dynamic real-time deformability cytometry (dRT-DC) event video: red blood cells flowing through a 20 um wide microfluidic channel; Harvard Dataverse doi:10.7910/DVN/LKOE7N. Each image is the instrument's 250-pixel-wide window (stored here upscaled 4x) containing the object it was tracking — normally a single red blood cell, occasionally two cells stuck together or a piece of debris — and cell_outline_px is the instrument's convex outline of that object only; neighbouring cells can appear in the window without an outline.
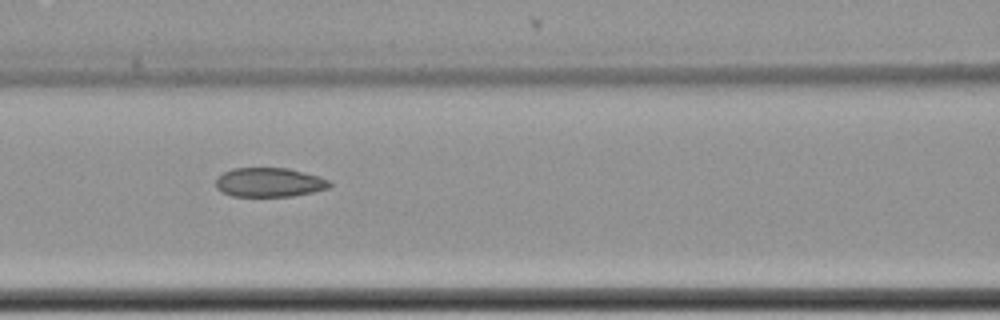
{"species": "common noctule bat (a hibernating species)", "species_latin": "Nyctalus noctula", "temperature_condition": "cold", "stored_images_in_passage": 7, "segment_of_instrument_passage": [1, 2], "camera_frame_rate_fps": 3000, "um_per_image_px": 0.085, "animal": {"sex": "female", "body_mass_g": 22.7, "forearm_length_mm": 54.2}, "frame": {"image": 1, "passage_image": 4, "time_ms": 1.0, "image_size_px": [1000, 320], "cell_outline_px": [[332, 184], [328, 188], [312, 192], [292, 196], [232, 196], [220, 192], [216, 188], [216, 176], [232, 168], [288, 168], [316, 176], [328, 180]], "centroid_in_image_um": [22.82, 15.5], "position_along_channel_um": 143.8, "area_um2": 19.31}}
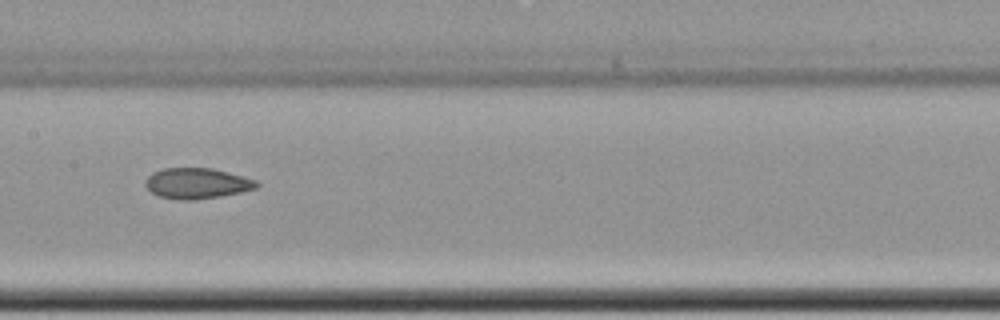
{"frame": {"image": 2, "passage_image": 5, "time_ms": 1.333, "image_size_px": [1000, 320], "cell_outline_px": [[260, 184], [256, 188], [240, 192], [220, 196], [196, 200], [184, 200], [160, 196], [152, 192], [144, 184], [144, 180], [152, 172], [164, 168], [212, 168], [244, 176], [256, 180]], "centroid_in_image_um": [16.74, 15.57], "position_along_channel_um": 190.7, "area_um2": 19.83}}
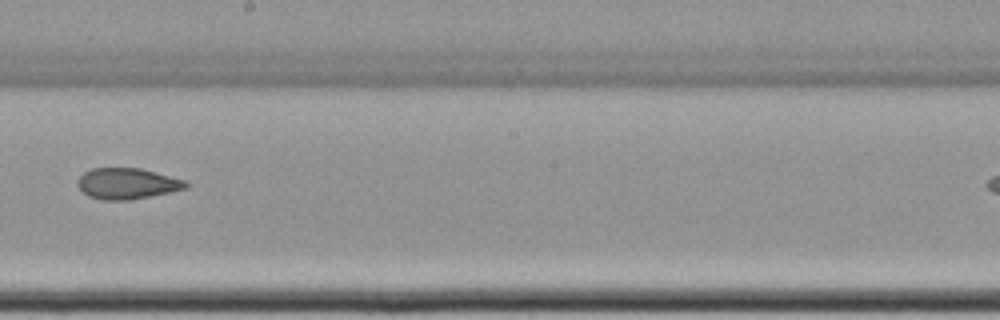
{"frame": {"image": 3, "passage_image": 6, "time_ms": 1.667, "image_size_px": [1000, 320], "cell_outline_px": [[188, 188], [128, 200], [100, 200], [88, 196], [76, 184], [76, 180], [84, 172], [92, 168], [140, 168], [184, 180], [188, 184]], "centroid_in_image_um": [10.76, 15.6], "position_along_channel_um": 237.4, "area_um2": 19.36}}